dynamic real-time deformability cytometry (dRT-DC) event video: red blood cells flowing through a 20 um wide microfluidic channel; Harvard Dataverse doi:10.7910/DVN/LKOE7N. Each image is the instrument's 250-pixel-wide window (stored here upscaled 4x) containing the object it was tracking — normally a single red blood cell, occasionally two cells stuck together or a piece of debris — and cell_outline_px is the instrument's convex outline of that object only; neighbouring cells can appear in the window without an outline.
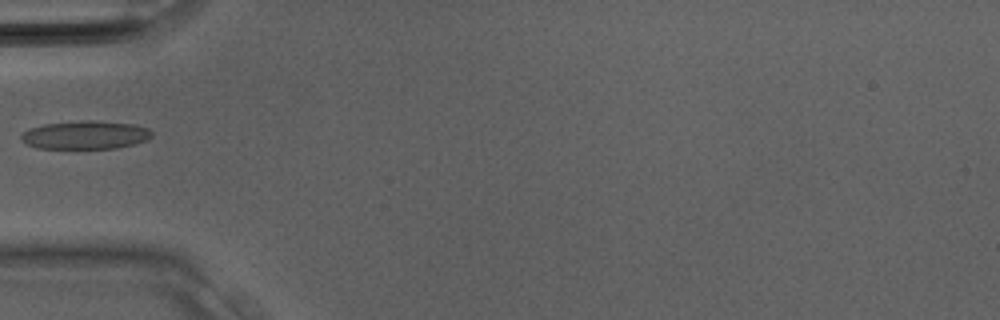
{"species": "Egyptian fruit bat (a non-hibernating species)", "species_latin": "Rousettus aegyptiacus", "temperature_condition": "room temperature", "stored_images_in_passage": 2, "camera_frame_rate_fps": 3000, "um_per_image_px": 0.085, "animal": {"sex": "male"}, "frame": {"image": 1, "passage_image": 1, "time_ms": 0.0, "image_size_px": [1000, 320], "cell_outline_px": [[152, 136], [144, 140], [132, 144], [116, 148], [36, 148], [20, 140], [20, 136], [28, 128], [44, 124], [84, 120], [88, 120], [132, 124], [148, 128], [152, 132]], "centroid_in_image_um": [7.21, 11.47], "position_along_channel_um": 77.8, "area_um2": 21.33}}